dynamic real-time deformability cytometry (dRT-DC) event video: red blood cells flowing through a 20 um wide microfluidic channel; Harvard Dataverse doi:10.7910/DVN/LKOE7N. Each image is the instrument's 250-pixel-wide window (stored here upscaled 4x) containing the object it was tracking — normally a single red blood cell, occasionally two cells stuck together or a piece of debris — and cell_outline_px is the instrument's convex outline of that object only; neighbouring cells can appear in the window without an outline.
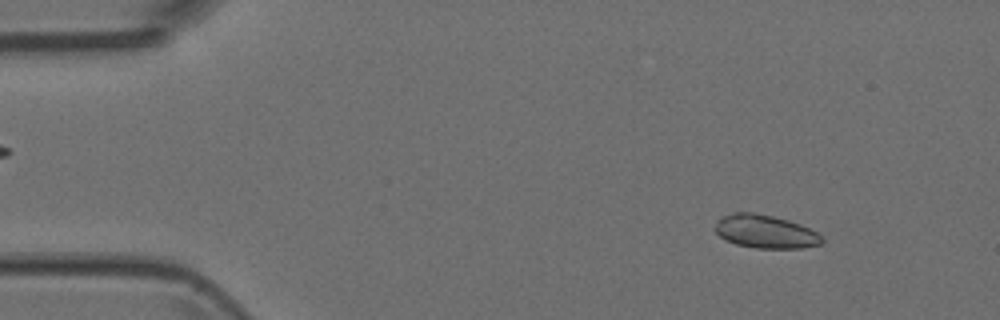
{"species": "Egyptian fruit bat (a non-hibernating species)", "species_latin": "Rousettus aegyptiacus", "temperature_condition": "room temperature", "stored_images_in_passage": 3, "camera_frame_rate_fps": 3000, "um_per_image_px": 0.085, "animal": {"sex": "female"}, "frame": {"image": 1, "passage_image": 1, "time_ms": 0.0, "image_size_px": [1000, 320], "cell_outline_px": [[824, 240], [820, 244], [804, 248], [756, 248], [736, 244], [724, 240], [712, 228], [716, 220], [720, 216], [736, 212], [752, 212], [772, 216], [788, 220], [800, 224], [816, 232]], "centroid_in_image_um": [64.99, 19.68], "position_along_channel_um": 20.0, "area_um2": 20.87}}